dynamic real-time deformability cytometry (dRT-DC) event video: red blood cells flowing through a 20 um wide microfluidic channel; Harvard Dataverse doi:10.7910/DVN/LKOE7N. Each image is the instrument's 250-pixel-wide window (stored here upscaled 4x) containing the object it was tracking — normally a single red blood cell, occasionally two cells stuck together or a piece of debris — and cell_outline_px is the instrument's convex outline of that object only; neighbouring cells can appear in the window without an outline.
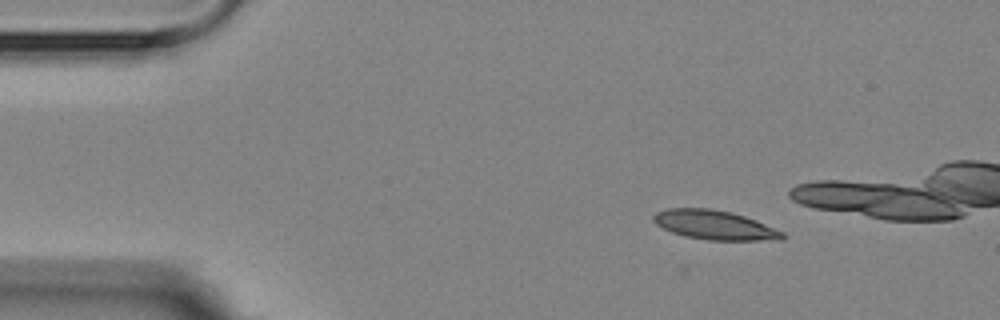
{"species": "Egyptian fruit bat (a non-hibernating species)", "species_latin": "Rousettus aegyptiacus", "temperature_condition": "room temperature", "stored_images_in_passage": 5, "camera_frame_rate_fps": 3000, "um_per_image_px": 0.085, "animal": {"sex": "female"}, "frame": {"image": 1, "passage_image": 2, "time_ms": 1.333, "image_size_px": [1000, 320], "cell_outline_px": [[788, 236], [780, 240], [708, 240], [684, 236], [672, 232], [656, 224], [652, 220], [652, 216], [656, 212], [668, 208], [712, 208], [732, 212], [756, 220], [784, 232]], "centroid_in_image_um": [60.76, 19.12], "position_along_channel_um": 24.2, "area_um2": 22.14}}